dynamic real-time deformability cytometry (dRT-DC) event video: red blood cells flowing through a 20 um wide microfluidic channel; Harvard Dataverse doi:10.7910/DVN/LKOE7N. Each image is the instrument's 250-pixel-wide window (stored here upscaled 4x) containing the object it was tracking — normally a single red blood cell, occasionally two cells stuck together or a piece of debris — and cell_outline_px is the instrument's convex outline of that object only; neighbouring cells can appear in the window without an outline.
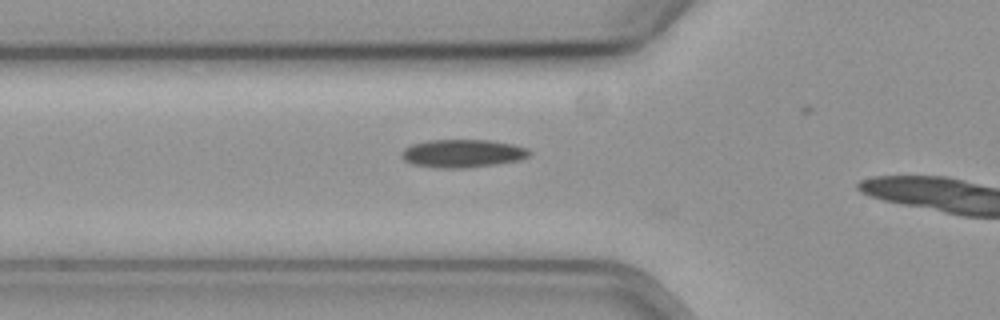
{"species": "common noctule bat (a hibernating species)", "species_latin": "Nyctalus noctula", "temperature_condition": "cold", "stored_images_in_passage": 13, "camera_frame_rate_fps": 3000, "um_per_image_px": 0.085, "animal": {"sex": "female", "body_mass_g": 19.3, "forearm_length_mm": 54.1}, "frame": {"image": 1, "passage_image": 11, "time_ms": 3.333, "image_size_px": [1000, 320], "cell_outline_px": [[532, 152], [528, 156], [520, 160], [496, 164], [468, 168], [436, 168], [412, 164], [404, 160], [400, 156], [400, 152], [404, 148], [412, 144], [428, 140], [488, 140], [512, 144], [528, 148]], "centroid_in_image_um": [39.3, 13.04], "position_along_channel_um": 86.5, "area_um2": 21.1}}